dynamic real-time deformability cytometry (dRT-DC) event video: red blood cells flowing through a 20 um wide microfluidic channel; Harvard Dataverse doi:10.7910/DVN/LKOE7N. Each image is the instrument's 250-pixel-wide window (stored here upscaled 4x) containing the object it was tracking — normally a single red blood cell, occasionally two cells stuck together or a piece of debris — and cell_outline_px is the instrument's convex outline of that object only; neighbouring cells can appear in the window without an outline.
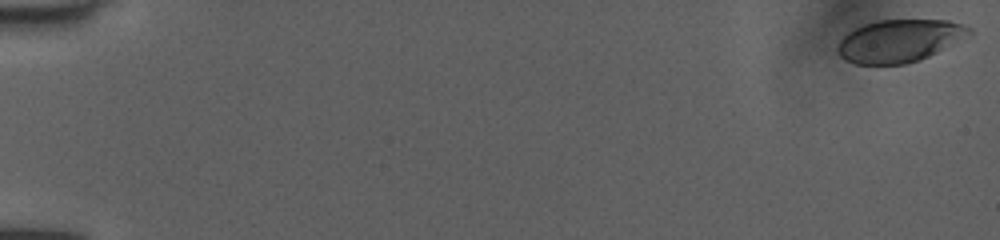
{"species": "human", "species_latin": "Homo sapiens", "temperature_condition": "room temperature", "stored_images_in_passage": 52, "camera_frame_rate_fps": 3000, "um_per_image_px": 0.085, "donor": {"sex": "female"}, "frame": {"image": 1, "passage_image": 1, "time_ms": 0.0, "image_size_px": [1000, 240], "cell_outline_px": [[972, 32], [936, 52], [920, 60], [904, 64], [856, 64], [844, 60], [840, 56], [836, 48], [840, 40], [848, 32], [864, 24], [876, 20], [948, 20], [964, 24], [972, 28]], "centroid_in_image_um": [76.41, 3.46], "position_along_channel_um": 8.6, "area_um2": 32.37}}
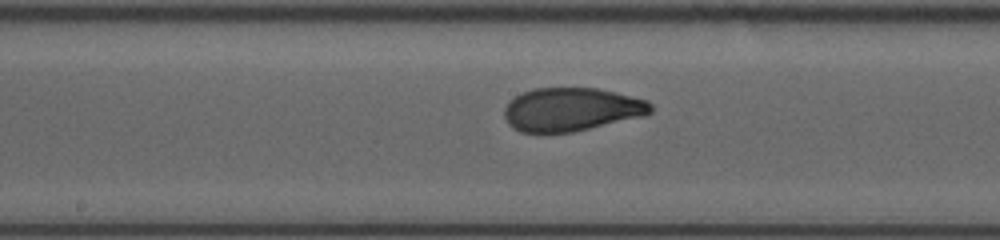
{"frame": {"image": 2, "passage_image": 29, "time_ms": 9.333, "image_size_px": [1000, 240], "cell_outline_px": [[652, 112], [644, 116], [572, 132], [520, 132], [512, 128], [508, 124], [504, 116], [504, 108], [508, 100], [524, 92], [536, 88], [596, 88], [616, 92], [648, 100], [652, 104]], "centroid_in_image_um": [48.57, 9.3], "position_along_channel_um": 199.6, "area_um2": 37.11}}
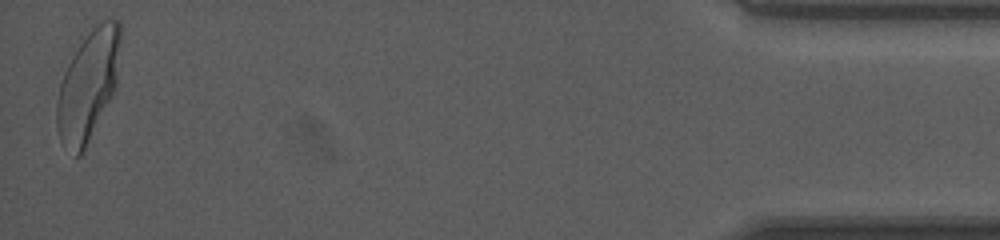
{"frame": {"image": 3, "passage_image": 52, "time_ms": 17.0, "image_size_px": [1000, 240], "cell_outline_px": [[120, 44], [116, 88], [80, 156], [76, 156], [60, 140], [56, 128], [56, 100], [60, 84], [72, 44], [96, 24], [104, 20], [120, 20]], "centroid_in_image_um": [7.45, 7.14], "position_along_channel_um": 427.7, "area_um2": 41.44}, "authors_computed_cell_mechanics": {"area_um2": 37.1076, "velocity_mm_per_s": 4.0196, "shape_relaxation_time_tau1_ms": 5.6109, "shape_relaxation_time_tau2_ms": 0.6588, "deformation_change_tau1": 0.1892, "deformation_change_tau2": 0.0474}}